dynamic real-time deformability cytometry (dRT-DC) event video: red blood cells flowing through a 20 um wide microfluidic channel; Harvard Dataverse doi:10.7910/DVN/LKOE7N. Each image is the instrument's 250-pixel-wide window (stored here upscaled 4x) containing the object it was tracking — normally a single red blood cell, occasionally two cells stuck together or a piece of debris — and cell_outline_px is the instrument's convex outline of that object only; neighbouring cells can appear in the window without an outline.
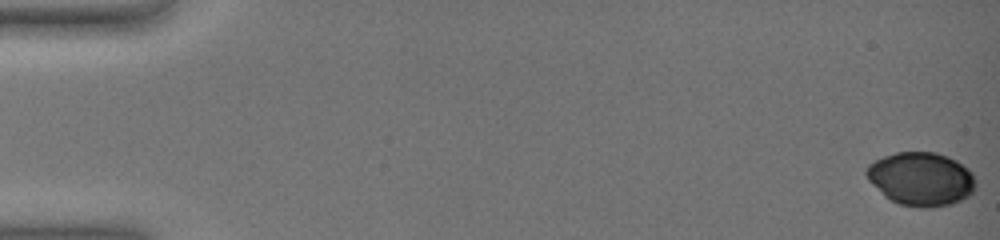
{"species": "common noctule bat (a hibernating species)", "species_latin": "Nyctalus noctula", "temperature_condition": "warm", "stored_images_in_passage": 27, "camera_frame_rate_fps": 3000, "um_per_image_px": 0.085, "animal": {"sex": "female", "body_mass_g": 19.0, "forearm_length_mm": 51.5}, "frame": {"image": 1, "passage_image": 1, "time_ms": 0.0, "image_size_px": [1000, 240], "cell_outline_px": [[976, 188], [968, 196], [952, 204], [928, 208], [920, 208], [900, 204], [884, 196], [868, 180], [864, 172], [868, 164], [884, 156], [896, 152], [936, 152], [948, 156], [956, 160], [968, 168], [972, 172], [976, 180]], "centroid_in_image_um": [78.3, 15.21], "position_along_channel_um": 6.7, "area_um2": 34.33}}
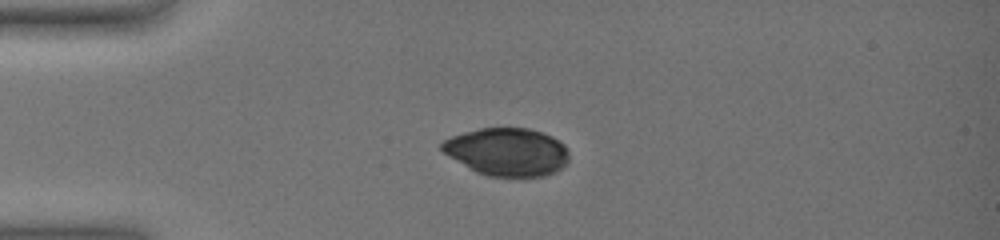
{"frame": {"image": 2, "passage_image": 16, "time_ms": 5.0, "image_size_px": [1000, 240], "cell_outline_px": [[568, 164], [556, 172], [544, 176], [488, 176], [476, 172], [468, 168], [448, 156], [440, 148], [440, 144], [444, 140], [452, 136], [464, 132], [480, 128], [528, 128], [552, 136], [560, 140], [568, 148]], "centroid_in_image_um": [43.13, 12.91], "position_along_channel_um": 41.9, "area_um2": 35.66}}